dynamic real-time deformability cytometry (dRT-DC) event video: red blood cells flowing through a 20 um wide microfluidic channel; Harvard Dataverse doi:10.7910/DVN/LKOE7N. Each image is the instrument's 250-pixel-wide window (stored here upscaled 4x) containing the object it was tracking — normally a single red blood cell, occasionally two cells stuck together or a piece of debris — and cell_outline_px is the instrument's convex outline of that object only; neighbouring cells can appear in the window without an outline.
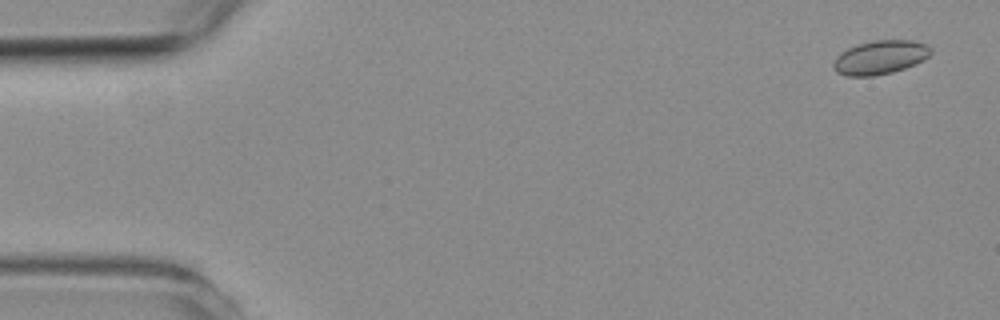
{"species": "common noctule bat (a hibernating species)", "species_latin": "Nyctalus noctula", "temperature_condition": "room temperature", "stored_images_in_passage": 5, "camera_frame_rate_fps": 3000, "um_per_image_px": 0.085, "animal": {"sex": "female", "body_mass_g": 19.3, "forearm_length_mm": 54.1}, "frame": {"image": 1, "passage_image": 1, "time_ms": 0.0, "image_size_px": [1000, 320], "cell_outline_px": [[932, 52], [924, 60], [916, 64], [892, 72], [872, 76], [848, 76], [836, 72], [832, 68], [832, 64], [836, 56], [840, 52], [848, 48], [860, 44], [876, 40], [912, 40], [928, 44], [932, 48]], "centroid_in_image_um": [74.82, 4.87], "position_along_channel_um": 10.2, "area_um2": 19.31}}